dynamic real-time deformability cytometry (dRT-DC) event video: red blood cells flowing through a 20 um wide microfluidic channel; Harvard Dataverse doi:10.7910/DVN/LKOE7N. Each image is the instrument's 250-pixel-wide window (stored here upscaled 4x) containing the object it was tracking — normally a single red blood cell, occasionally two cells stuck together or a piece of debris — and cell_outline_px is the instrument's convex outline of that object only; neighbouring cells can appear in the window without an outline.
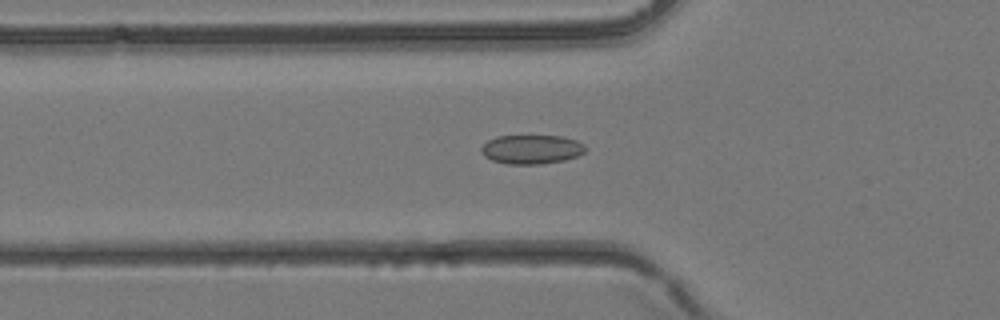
{"species": "common noctule bat (a hibernating species)", "species_latin": "Nyctalus noctula", "temperature_condition": "room temperature", "stored_images_in_passage": 38, "camera_frame_rate_fps": 3000, "um_per_image_px": 0.085, "animal": {"sex": "female", "body_mass_g": 24.6, "forearm_length_mm": 56.2}, "frame": {"image": 1, "passage_image": 13, "time_ms": 4.0, "image_size_px": [1000, 320], "cell_outline_px": [[584, 152], [576, 156], [564, 160], [540, 164], [508, 164], [492, 160], [484, 156], [480, 152], [480, 148], [488, 140], [496, 136], [560, 136], [576, 140], [584, 144]], "centroid_in_image_um": [45.14, 12.69], "position_along_channel_um": 80.7, "area_um2": 17.57}}
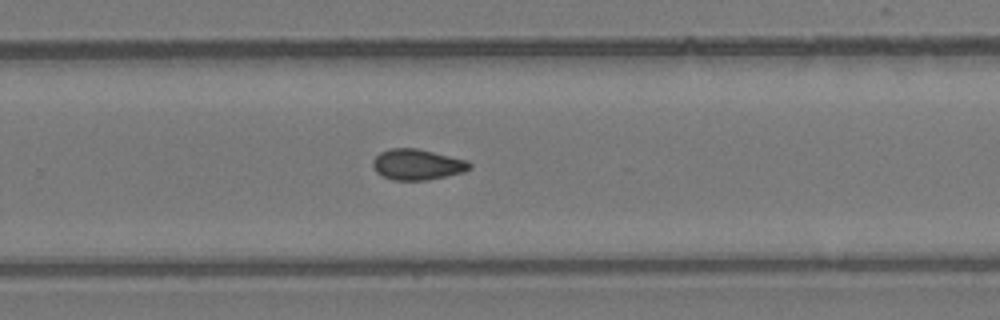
{"frame": {"image": 2, "passage_image": 25, "time_ms": 8.0, "image_size_px": [1000, 320], "cell_outline_px": [[472, 168], [464, 172], [428, 180], [392, 180], [376, 172], [372, 164], [372, 160], [380, 152], [392, 148], [416, 148], [468, 160], [472, 164]], "centroid_in_image_um": [35.49, 13.98], "position_along_channel_um": 294.3, "area_um2": 17.4}}
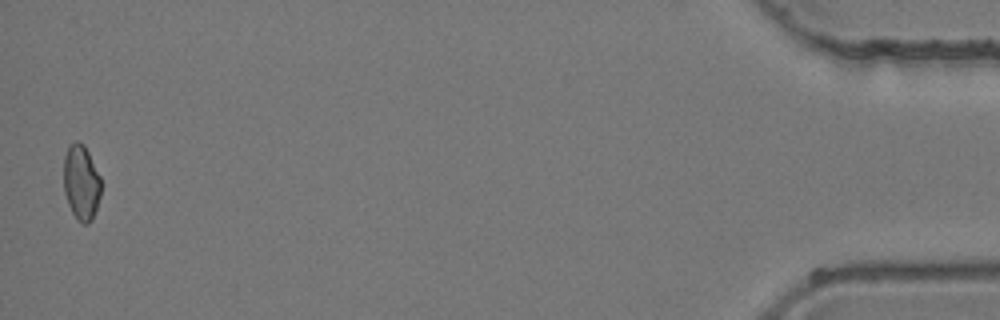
{"frame": {"image": 3, "passage_image": 38, "time_ms": 12.333, "image_size_px": [1000, 320], "cell_outline_px": [[100, 196], [92, 220], [88, 224], [84, 224], [76, 220], [68, 204], [64, 192], [64, 156], [68, 148], [76, 140], [84, 144], [100, 176]], "centroid_in_image_um": [6.9, 15.53], "position_along_channel_um": 428.3, "area_um2": 16.3}}